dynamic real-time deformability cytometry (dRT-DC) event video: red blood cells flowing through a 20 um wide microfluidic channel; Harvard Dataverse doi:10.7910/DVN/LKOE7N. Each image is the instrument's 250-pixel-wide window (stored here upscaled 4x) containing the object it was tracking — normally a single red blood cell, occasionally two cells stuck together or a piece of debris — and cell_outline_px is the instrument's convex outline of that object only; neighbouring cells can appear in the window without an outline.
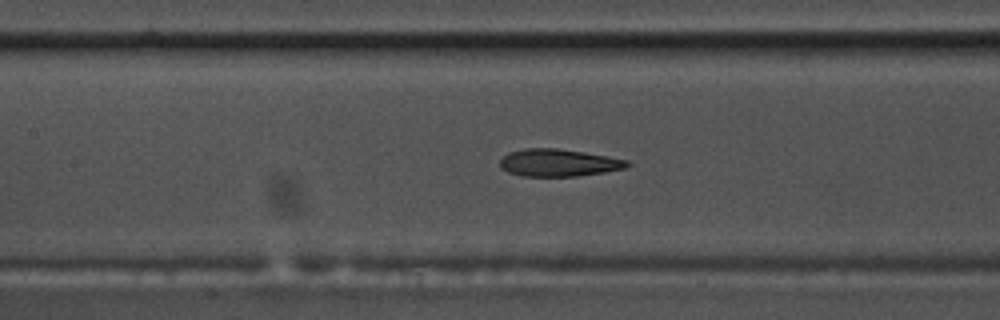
{"species": "common noctule bat (a hibernating species)", "species_latin": "Nyctalus noctula", "temperature_condition": "warm", "stored_images_in_passage": 55, "camera_frame_rate_fps": 3000, "um_per_image_px": 0.085, "animal": {"sex": "male", "body_mass_g": 17.5, "forearm_length_mm": 52.3}, "frame": {"image": 1, "passage_image": 25, "time_ms": 8.0, "image_size_px": [1000, 320], "cell_outline_px": [[632, 164], [624, 168], [604, 172], [576, 176], [520, 176], [508, 172], [500, 168], [500, 160], [508, 152], [524, 148], [556, 148], [584, 152], [608, 156], [628, 160]], "centroid_in_image_um": [47.46, 13.83], "position_along_channel_um": 159.9, "area_um2": 20.35}}
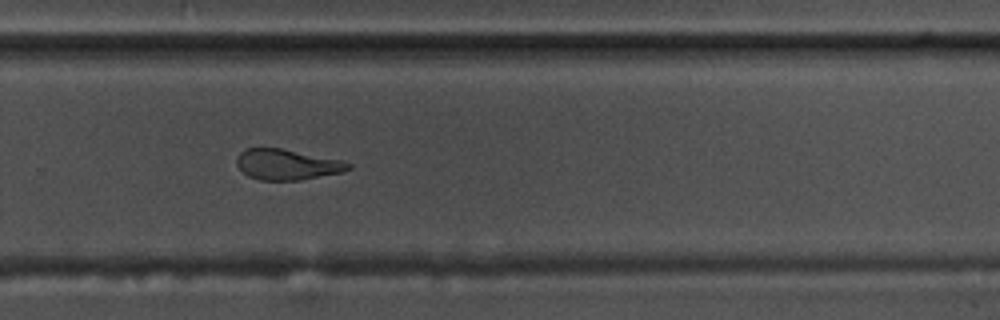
{"frame": {"image": 2, "passage_image": 37, "time_ms": 12.0, "image_size_px": [1000, 320], "cell_outline_px": [[352, 168], [344, 172], [300, 180], [260, 180], [248, 176], [236, 164], [236, 156], [244, 148], [280, 148], [344, 160], [352, 164]], "centroid_in_image_um": [24.43, 13.98], "position_along_channel_um": 305.4, "area_um2": 20.11}}
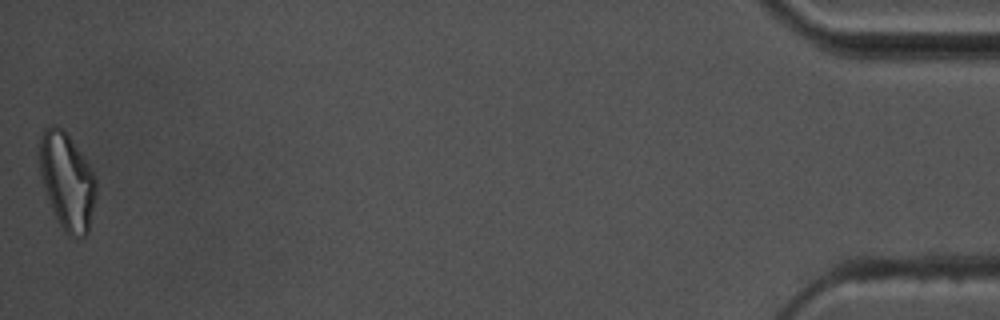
{"frame": {"image": 3, "passage_image": 55, "time_ms": 18.0, "image_size_px": [1000, 320], "cell_outline_px": [[96, 196], [88, 232], [84, 240], [76, 240], [68, 236], [64, 232], [52, 208], [44, 188], [40, 172], [36, 152], [40, 136], [44, 128], [52, 124], [56, 124], [64, 128], [68, 132], [88, 164], [96, 180]], "centroid_in_image_um": [5.67, 15.37], "position_along_channel_um": 429.5, "area_um2": 32.77}, "authors_computed_cell_mechanics": {"area_um2": 21.2126, "velocity_mm_per_s": 3.654, "shape_relaxation_time_tau1_ms": null, "shape_relaxation_time_tau2_ms": 2.7629, "deformation_change_tau1": null, "deformation_change_tau2": 0.1191}}